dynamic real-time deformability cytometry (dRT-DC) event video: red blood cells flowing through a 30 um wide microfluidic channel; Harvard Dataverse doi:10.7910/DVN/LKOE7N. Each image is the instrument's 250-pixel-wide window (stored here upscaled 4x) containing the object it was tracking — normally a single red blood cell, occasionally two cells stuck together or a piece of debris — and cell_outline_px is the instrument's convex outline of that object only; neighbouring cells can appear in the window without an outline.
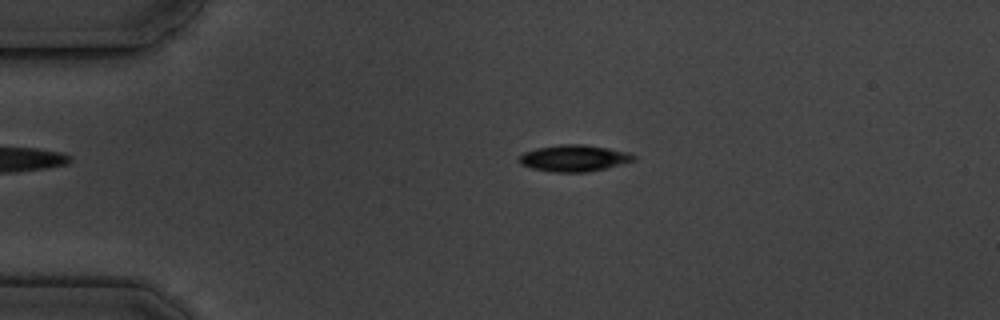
{"species": "common noctule bat (a hibernating species)", "species_latin": "Nyctalus noctula", "temperature_condition": "cold", "stored_images_in_passage": 4, "camera_frame_rate_fps": 3000, "um_per_image_px": 0.085, "animal": {"sex": "male", "body_mass_g": 19.5, "forearm_length_mm": 54.6}, "frame": {"image": 1, "passage_image": 3, "time_ms": 2.333, "image_size_px": [1000, 320], "cell_outline_px": [[636, 160], [588, 172], [552, 172], [532, 168], [520, 164], [520, 156], [524, 152], [536, 148], [560, 144], [584, 144], [608, 148], [628, 152], [636, 156]], "centroid_in_image_um": [48.79, 13.44], "position_along_channel_um": 36.2, "area_um2": 17.63}}